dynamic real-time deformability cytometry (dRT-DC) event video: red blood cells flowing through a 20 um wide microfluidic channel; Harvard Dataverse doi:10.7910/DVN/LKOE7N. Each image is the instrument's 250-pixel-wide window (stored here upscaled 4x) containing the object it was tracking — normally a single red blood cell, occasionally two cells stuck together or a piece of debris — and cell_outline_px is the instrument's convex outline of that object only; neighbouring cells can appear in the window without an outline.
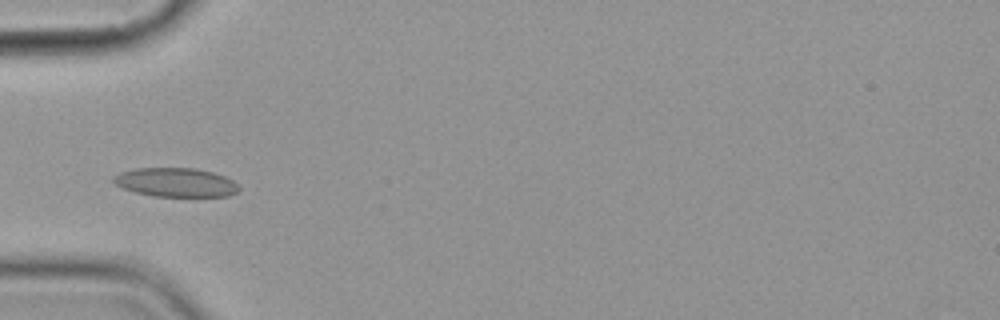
{"species": "common noctule bat (a hibernating species)", "species_latin": "Nyctalus noctula", "temperature_condition": "cold", "stored_images_in_passage": 9, "camera_frame_rate_fps": 3000, "um_per_image_px": 0.085, "animal": {"sex": "female", "body_mass_g": 19.9}, "frame": {"image": 1, "passage_image": 6, "time_ms": 6.667, "image_size_px": [1000, 320], "cell_outline_px": [[240, 188], [236, 192], [228, 196], [152, 196], [136, 192], [124, 188], [116, 184], [112, 180], [112, 176], [120, 172], [136, 168], [196, 168], [212, 172], [224, 176], [232, 180]], "centroid_in_image_um": [14.92, 15.49], "position_along_channel_um": 70.1, "area_um2": 21.04}}
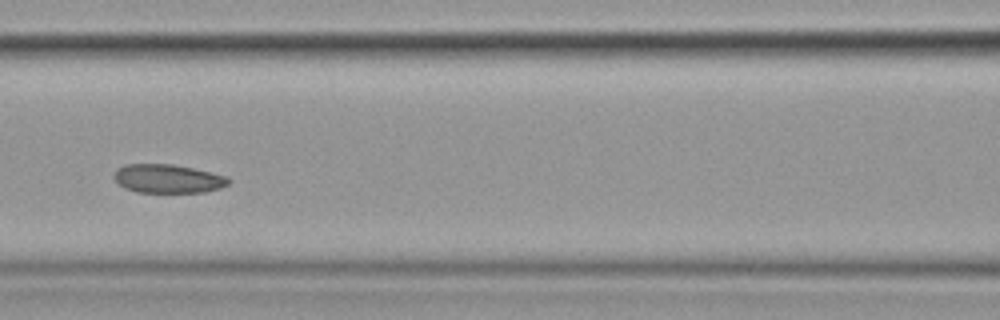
{"frame": {"image": 2, "passage_image": 8, "time_ms": 9.0, "image_size_px": [1000, 320], "cell_outline_px": [[232, 180], [228, 184], [220, 188], [204, 192], [136, 192], [124, 188], [112, 176], [116, 168], [124, 164], [172, 164], [192, 168], [224, 176]], "centroid_in_image_um": [14.22, 15.18], "position_along_channel_um": 152.4, "area_um2": 19.07}}
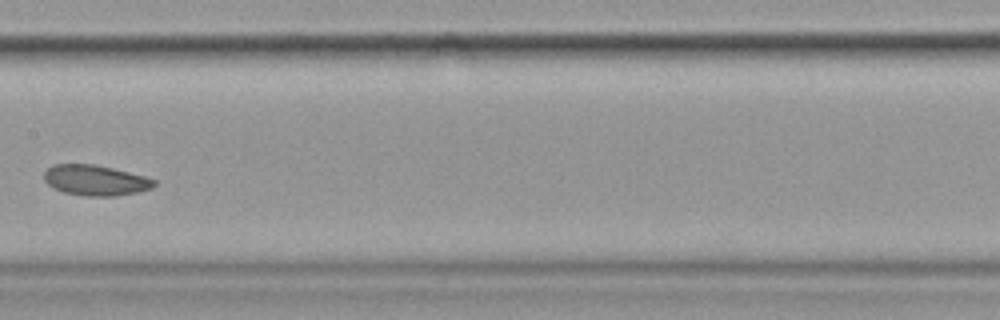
{"frame": {"image": 3, "passage_image": 9, "time_ms": 10.333, "image_size_px": [1000, 320], "cell_outline_px": [[156, 184], [152, 188], [136, 192], [116, 196], [84, 196], [64, 192], [52, 188], [44, 180], [44, 172], [52, 164], [96, 164], [144, 176], [156, 180]], "centroid_in_image_um": [8.09, 15.32], "position_along_channel_um": 199.3, "area_um2": 19.59}}